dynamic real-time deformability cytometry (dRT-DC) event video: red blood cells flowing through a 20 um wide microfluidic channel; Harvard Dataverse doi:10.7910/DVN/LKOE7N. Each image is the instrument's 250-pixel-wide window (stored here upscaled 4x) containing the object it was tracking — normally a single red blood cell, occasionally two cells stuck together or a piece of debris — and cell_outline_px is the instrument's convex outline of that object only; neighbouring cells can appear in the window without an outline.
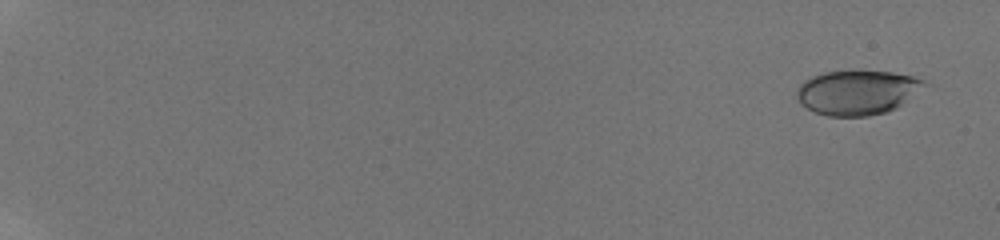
{"species": "human", "species_latin": "Homo sapiens", "temperature_condition": "room temperature", "stored_images_in_passage": 54, "camera_frame_rate_fps": 3000, "um_per_image_px": 0.085, "donor": {"sex": "male"}, "frame": {"image": 1, "passage_image": 2, "time_ms": 0.333, "image_size_px": [1000, 240], "cell_outline_px": [[928, 84], [896, 108], [888, 112], [868, 116], [828, 116], [816, 112], [800, 104], [796, 96], [796, 88], [804, 80], [812, 76], [824, 72], [852, 68], [860, 68], [892, 72], [912, 76], [924, 80]], "centroid_in_image_um": [72.85, 7.81], "position_along_channel_um": 12.2, "area_um2": 33.93}}
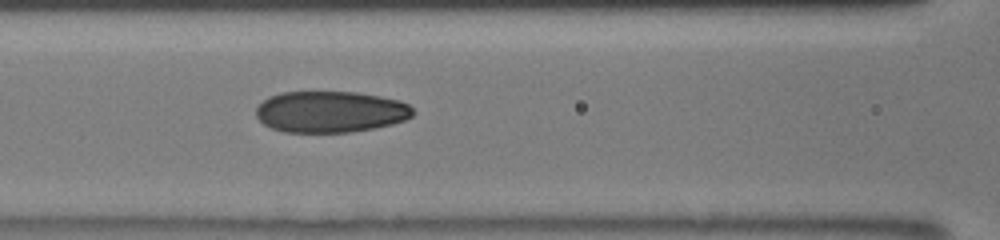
{"frame": {"image": 2, "passage_image": 32, "time_ms": 9.0, "image_size_px": [1000, 240], "cell_outline_px": [[416, 112], [412, 116], [404, 120], [392, 124], [372, 128], [348, 132], [284, 132], [272, 128], [264, 124], [256, 116], [256, 108], [268, 96], [280, 92], [356, 92], [380, 96], [400, 100], [408, 104]], "centroid_in_image_um": [28.09, 9.49], "position_along_channel_um": 138.5, "area_um2": 37.86}}
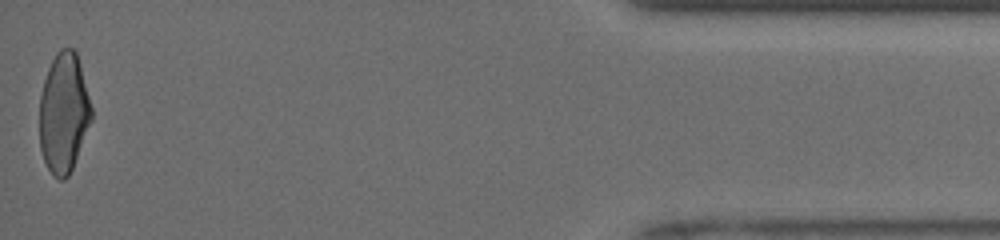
{"frame": {"image": 3, "passage_image": 54, "time_ms": 17.667, "image_size_px": [1000, 240], "cell_outline_px": [[92, 120], [72, 168], [68, 176], [64, 180], [60, 180], [52, 176], [44, 160], [40, 148], [40, 96], [44, 80], [48, 68], [56, 52], [60, 48], [72, 48], [76, 52], [92, 108]], "centroid_in_image_um": [5.41, 9.62], "position_along_channel_um": 429.8, "area_um2": 36.13}, "authors_computed_cell_mechanics": {"area_um2": 37.2521, "velocity_mm_per_s": 4.1036, "shape_relaxation_time_tau1_ms": 4.5255, "shape_relaxation_time_tau2_ms": 1.1235, "deformation_change_tau1": 0.179, "deformation_change_tau2": 0.0668}}